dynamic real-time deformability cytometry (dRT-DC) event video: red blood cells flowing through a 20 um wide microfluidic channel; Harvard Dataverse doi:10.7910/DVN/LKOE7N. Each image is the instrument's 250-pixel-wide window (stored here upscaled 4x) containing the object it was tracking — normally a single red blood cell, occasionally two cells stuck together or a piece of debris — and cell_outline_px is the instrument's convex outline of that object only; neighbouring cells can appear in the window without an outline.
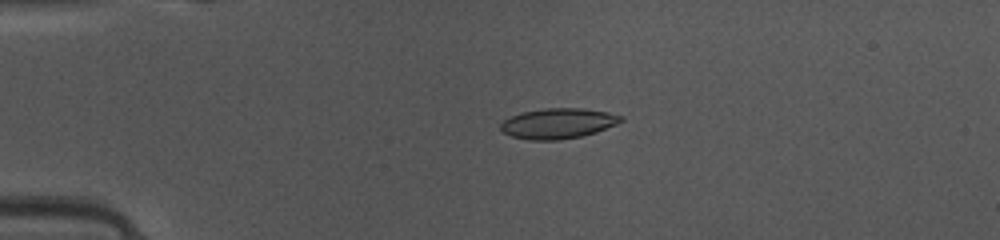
{"species": "common noctule bat (a hibernating species)", "species_latin": "Nyctalus noctula", "temperature_condition": "warm", "stored_images_in_passage": 46, "camera_frame_rate_fps": 3000, "um_per_image_px": 0.085, "animal": {"sex": "female", "body_mass_g": 10.0, "forearm_length_mm": 53.1}, "frame": {"image": 1, "passage_image": 9, "time_ms": 2.667, "image_size_px": [1000, 240], "cell_outline_px": [[624, 120], [616, 124], [596, 132], [580, 136], [560, 140], [528, 140], [512, 136], [504, 132], [500, 128], [500, 124], [504, 120], [512, 116], [524, 112], [544, 108], [584, 108], [608, 112], [624, 116]], "centroid_in_image_um": [47.46, 10.49], "position_along_channel_um": 37.5, "area_um2": 21.21}}
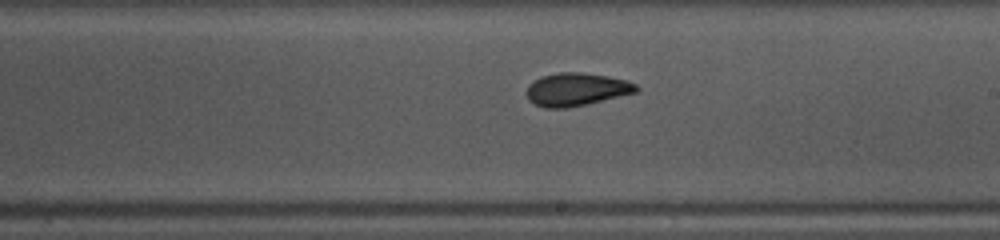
{"frame": {"image": 2, "passage_image": 26, "time_ms": 8.333, "image_size_px": [1000, 240], "cell_outline_px": [[640, 88], [636, 92], [588, 104], [568, 108], [544, 108], [528, 100], [528, 84], [540, 76], [560, 72], [580, 72], [608, 76], [628, 80], [636, 84]], "centroid_in_image_um": [49.01, 7.59], "position_along_channel_um": 240.0, "area_um2": 21.15}}
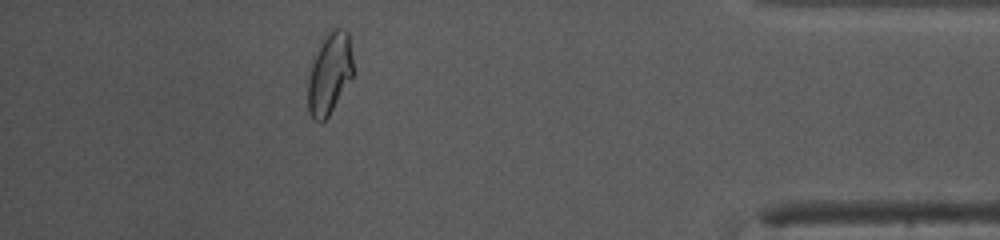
{"frame": {"image": 3, "passage_image": 41, "time_ms": 13.333, "image_size_px": [1000, 240], "cell_outline_px": [[352, 76], [328, 116], [324, 120], [316, 120], [308, 112], [308, 80], [312, 64], [324, 32], [332, 28], [344, 28], [348, 32], [352, 56]], "centroid_in_image_um": [28.0, 6.17], "position_along_channel_um": 407.2, "area_um2": 21.15}, "authors_computed_cell_mechanics": {"area_um2": 21.0681, "velocity_mm_per_s": 4.1476, "shape_relaxation_time_tau1_ms": 2.5539, "shape_relaxation_time_tau2_ms": 1.4952, "deformation_change_tau1": 0.118, "deformation_change_tau2": 0.0584}}